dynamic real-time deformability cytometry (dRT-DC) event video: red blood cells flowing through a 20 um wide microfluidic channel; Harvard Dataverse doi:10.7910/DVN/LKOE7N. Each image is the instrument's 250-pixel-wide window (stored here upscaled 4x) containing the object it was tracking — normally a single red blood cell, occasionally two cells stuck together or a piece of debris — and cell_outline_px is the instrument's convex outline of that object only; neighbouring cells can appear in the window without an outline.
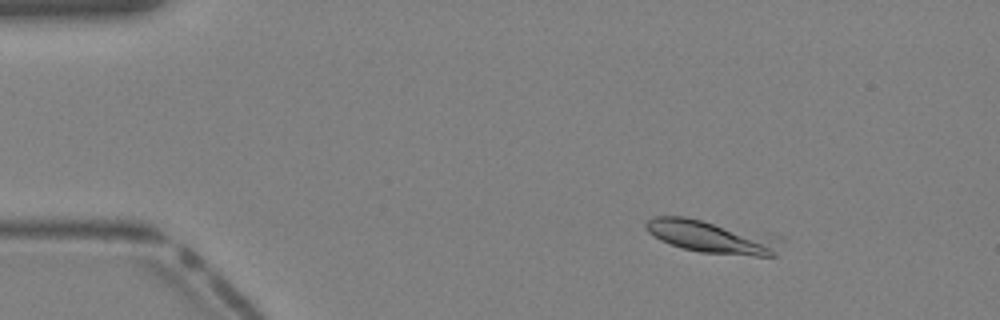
{"species": "Egyptian fruit bat (a non-hibernating species)", "species_latin": "Rousettus aegyptiacus", "temperature_condition": "warm", "stored_images_in_passage": 7, "camera_frame_rate_fps": 3000, "um_per_image_px": 0.085, "animal": {"sex": "female"}, "frame": {"image": 1, "passage_image": 5, "time_ms": 1.333, "image_size_px": [1000, 320], "cell_outline_px": [[784, 240], [776, 256], [756, 256], [700, 252], [684, 248], [660, 240], [648, 232], [644, 224], [652, 216], [684, 216], [768, 232], [784, 236]], "centroid_in_image_um": [60.66, 20.1], "position_along_channel_um": 24.3, "area_um2": 26.7}}